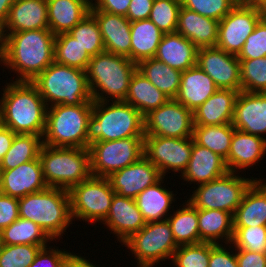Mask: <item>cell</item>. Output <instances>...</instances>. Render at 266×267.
Instances as JSON below:
<instances>
[{
	"label": "cell",
	"instance_id": "17",
	"mask_svg": "<svg viewBox=\"0 0 266 267\" xmlns=\"http://www.w3.org/2000/svg\"><path fill=\"white\" fill-rule=\"evenodd\" d=\"M107 178L116 194L135 199L147 187L158 182L162 175L154 164L142 156L136 162L112 173Z\"/></svg>",
	"mask_w": 266,
	"mask_h": 267
},
{
	"label": "cell",
	"instance_id": "37",
	"mask_svg": "<svg viewBox=\"0 0 266 267\" xmlns=\"http://www.w3.org/2000/svg\"><path fill=\"white\" fill-rule=\"evenodd\" d=\"M234 130L232 123L209 126L194 125L192 137L196 144L208 148L226 159L230 151Z\"/></svg>",
	"mask_w": 266,
	"mask_h": 267
},
{
	"label": "cell",
	"instance_id": "14",
	"mask_svg": "<svg viewBox=\"0 0 266 267\" xmlns=\"http://www.w3.org/2000/svg\"><path fill=\"white\" fill-rule=\"evenodd\" d=\"M193 137L172 138L162 136H144V156L154 164L162 177L168 170L183 172L190 161Z\"/></svg>",
	"mask_w": 266,
	"mask_h": 267
},
{
	"label": "cell",
	"instance_id": "49",
	"mask_svg": "<svg viewBox=\"0 0 266 267\" xmlns=\"http://www.w3.org/2000/svg\"><path fill=\"white\" fill-rule=\"evenodd\" d=\"M47 247L48 246L39 250L34 262L29 267H63L64 261L71 252Z\"/></svg>",
	"mask_w": 266,
	"mask_h": 267
},
{
	"label": "cell",
	"instance_id": "19",
	"mask_svg": "<svg viewBox=\"0 0 266 267\" xmlns=\"http://www.w3.org/2000/svg\"><path fill=\"white\" fill-rule=\"evenodd\" d=\"M232 125L242 132L264 137L266 134V92L240 91L235 101Z\"/></svg>",
	"mask_w": 266,
	"mask_h": 267
},
{
	"label": "cell",
	"instance_id": "42",
	"mask_svg": "<svg viewBox=\"0 0 266 267\" xmlns=\"http://www.w3.org/2000/svg\"><path fill=\"white\" fill-rule=\"evenodd\" d=\"M240 61L241 91L266 92V57Z\"/></svg>",
	"mask_w": 266,
	"mask_h": 267
},
{
	"label": "cell",
	"instance_id": "5",
	"mask_svg": "<svg viewBox=\"0 0 266 267\" xmlns=\"http://www.w3.org/2000/svg\"><path fill=\"white\" fill-rule=\"evenodd\" d=\"M19 217L38 224L46 235L54 239L63 236L74 220L71 216L69 191L48 187L18 199Z\"/></svg>",
	"mask_w": 266,
	"mask_h": 267
},
{
	"label": "cell",
	"instance_id": "26",
	"mask_svg": "<svg viewBox=\"0 0 266 267\" xmlns=\"http://www.w3.org/2000/svg\"><path fill=\"white\" fill-rule=\"evenodd\" d=\"M219 88L199 66L182 71L176 100L192 112L212 96Z\"/></svg>",
	"mask_w": 266,
	"mask_h": 267
},
{
	"label": "cell",
	"instance_id": "58",
	"mask_svg": "<svg viewBox=\"0 0 266 267\" xmlns=\"http://www.w3.org/2000/svg\"><path fill=\"white\" fill-rule=\"evenodd\" d=\"M237 4L264 8L266 6V0H237Z\"/></svg>",
	"mask_w": 266,
	"mask_h": 267
},
{
	"label": "cell",
	"instance_id": "21",
	"mask_svg": "<svg viewBox=\"0 0 266 267\" xmlns=\"http://www.w3.org/2000/svg\"><path fill=\"white\" fill-rule=\"evenodd\" d=\"M96 19L105 51L131 60V22L122 15L90 11Z\"/></svg>",
	"mask_w": 266,
	"mask_h": 267
},
{
	"label": "cell",
	"instance_id": "44",
	"mask_svg": "<svg viewBox=\"0 0 266 267\" xmlns=\"http://www.w3.org/2000/svg\"><path fill=\"white\" fill-rule=\"evenodd\" d=\"M210 242L180 245L171 259L174 267H208Z\"/></svg>",
	"mask_w": 266,
	"mask_h": 267
},
{
	"label": "cell",
	"instance_id": "47",
	"mask_svg": "<svg viewBox=\"0 0 266 267\" xmlns=\"http://www.w3.org/2000/svg\"><path fill=\"white\" fill-rule=\"evenodd\" d=\"M181 6L198 14L220 21L236 5L237 0H180Z\"/></svg>",
	"mask_w": 266,
	"mask_h": 267
},
{
	"label": "cell",
	"instance_id": "43",
	"mask_svg": "<svg viewBox=\"0 0 266 267\" xmlns=\"http://www.w3.org/2000/svg\"><path fill=\"white\" fill-rule=\"evenodd\" d=\"M180 0H154L149 19L165 34L177 30Z\"/></svg>",
	"mask_w": 266,
	"mask_h": 267
},
{
	"label": "cell",
	"instance_id": "55",
	"mask_svg": "<svg viewBox=\"0 0 266 267\" xmlns=\"http://www.w3.org/2000/svg\"><path fill=\"white\" fill-rule=\"evenodd\" d=\"M15 135L11 129L0 124V161L11 147Z\"/></svg>",
	"mask_w": 266,
	"mask_h": 267
},
{
	"label": "cell",
	"instance_id": "38",
	"mask_svg": "<svg viewBox=\"0 0 266 267\" xmlns=\"http://www.w3.org/2000/svg\"><path fill=\"white\" fill-rule=\"evenodd\" d=\"M42 145V136L16 134L11 147L0 161V170H11L22 163L38 159Z\"/></svg>",
	"mask_w": 266,
	"mask_h": 267
},
{
	"label": "cell",
	"instance_id": "6",
	"mask_svg": "<svg viewBox=\"0 0 266 267\" xmlns=\"http://www.w3.org/2000/svg\"><path fill=\"white\" fill-rule=\"evenodd\" d=\"M31 83L37 88L47 107L93 103L86 71L77 68L54 61Z\"/></svg>",
	"mask_w": 266,
	"mask_h": 267
},
{
	"label": "cell",
	"instance_id": "28",
	"mask_svg": "<svg viewBox=\"0 0 266 267\" xmlns=\"http://www.w3.org/2000/svg\"><path fill=\"white\" fill-rule=\"evenodd\" d=\"M218 25L219 21L181 6L176 32L189 39L197 48L214 47L218 41Z\"/></svg>",
	"mask_w": 266,
	"mask_h": 267
},
{
	"label": "cell",
	"instance_id": "10",
	"mask_svg": "<svg viewBox=\"0 0 266 267\" xmlns=\"http://www.w3.org/2000/svg\"><path fill=\"white\" fill-rule=\"evenodd\" d=\"M114 195L108 178L91 175L69 190L72 219L102 223L109 213Z\"/></svg>",
	"mask_w": 266,
	"mask_h": 267
},
{
	"label": "cell",
	"instance_id": "2",
	"mask_svg": "<svg viewBox=\"0 0 266 267\" xmlns=\"http://www.w3.org/2000/svg\"><path fill=\"white\" fill-rule=\"evenodd\" d=\"M0 99V124L15 134L44 135L47 106L31 82L7 83Z\"/></svg>",
	"mask_w": 266,
	"mask_h": 267
},
{
	"label": "cell",
	"instance_id": "4",
	"mask_svg": "<svg viewBox=\"0 0 266 267\" xmlns=\"http://www.w3.org/2000/svg\"><path fill=\"white\" fill-rule=\"evenodd\" d=\"M136 70L137 64L124 56L104 51L91 57L85 71L92 100L125 101Z\"/></svg>",
	"mask_w": 266,
	"mask_h": 267
},
{
	"label": "cell",
	"instance_id": "53",
	"mask_svg": "<svg viewBox=\"0 0 266 267\" xmlns=\"http://www.w3.org/2000/svg\"><path fill=\"white\" fill-rule=\"evenodd\" d=\"M154 0H131L127 15L130 22L149 19Z\"/></svg>",
	"mask_w": 266,
	"mask_h": 267
},
{
	"label": "cell",
	"instance_id": "57",
	"mask_svg": "<svg viewBox=\"0 0 266 267\" xmlns=\"http://www.w3.org/2000/svg\"><path fill=\"white\" fill-rule=\"evenodd\" d=\"M13 2L14 0H0V29L4 26L8 19Z\"/></svg>",
	"mask_w": 266,
	"mask_h": 267
},
{
	"label": "cell",
	"instance_id": "20",
	"mask_svg": "<svg viewBox=\"0 0 266 267\" xmlns=\"http://www.w3.org/2000/svg\"><path fill=\"white\" fill-rule=\"evenodd\" d=\"M102 224L117 235L120 243H124L144 227L146 222L137 207L135 199L115 193L109 213Z\"/></svg>",
	"mask_w": 266,
	"mask_h": 267
},
{
	"label": "cell",
	"instance_id": "27",
	"mask_svg": "<svg viewBox=\"0 0 266 267\" xmlns=\"http://www.w3.org/2000/svg\"><path fill=\"white\" fill-rule=\"evenodd\" d=\"M262 181L255 178L246 189L233 214V227L266 226V183Z\"/></svg>",
	"mask_w": 266,
	"mask_h": 267
},
{
	"label": "cell",
	"instance_id": "32",
	"mask_svg": "<svg viewBox=\"0 0 266 267\" xmlns=\"http://www.w3.org/2000/svg\"><path fill=\"white\" fill-rule=\"evenodd\" d=\"M163 179L164 177L154 185L147 187L135 198L137 207L146 223L166 220L168 218L166 216H169L168 211L171 208L172 201H175L173 191H168L162 187Z\"/></svg>",
	"mask_w": 266,
	"mask_h": 267
},
{
	"label": "cell",
	"instance_id": "7",
	"mask_svg": "<svg viewBox=\"0 0 266 267\" xmlns=\"http://www.w3.org/2000/svg\"><path fill=\"white\" fill-rule=\"evenodd\" d=\"M39 160L48 187L69 191L91 176L88 148L53 147L43 144Z\"/></svg>",
	"mask_w": 266,
	"mask_h": 267
},
{
	"label": "cell",
	"instance_id": "9",
	"mask_svg": "<svg viewBox=\"0 0 266 267\" xmlns=\"http://www.w3.org/2000/svg\"><path fill=\"white\" fill-rule=\"evenodd\" d=\"M138 260L137 267H152L155 263L173 257L179 247L168 220L146 223L124 243Z\"/></svg>",
	"mask_w": 266,
	"mask_h": 267
},
{
	"label": "cell",
	"instance_id": "36",
	"mask_svg": "<svg viewBox=\"0 0 266 267\" xmlns=\"http://www.w3.org/2000/svg\"><path fill=\"white\" fill-rule=\"evenodd\" d=\"M178 246L200 243L198 209L188 200L167 218Z\"/></svg>",
	"mask_w": 266,
	"mask_h": 267
},
{
	"label": "cell",
	"instance_id": "16",
	"mask_svg": "<svg viewBox=\"0 0 266 267\" xmlns=\"http://www.w3.org/2000/svg\"><path fill=\"white\" fill-rule=\"evenodd\" d=\"M196 65L209 75L219 89L241 91L240 61L237 55L216 46L198 48Z\"/></svg>",
	"mask_w": 266,
	"mask_h": 267
},
{
	"label": "cell",
	"instance_id": "40",
	"mask_svg": "<svg viewBox=\"0 0 266 267\" xmlns=\"http://www.w3.org/2000/svg\"><path fill=\"white\" fill-rule=\"evenodd\" d=\"M91 57L69 33L55 36L54 61L85 71Z\"/></svg>",
	"mask_w": 266,
	"mask_h": 267
},
{
	"label": "cell",
	"instance_id": "54",
	"mask_svg": "<svg viewBox=\"0 0 266 267\" xmlns=\"http://www.w3.org/2000/svg\"><path fill=\"white\" fill-rule=\"evenodd\" d=\"M236 259L239 267H266V254L236 249Z\"/></svg>",
	"mask_w": 266,
	"mask_h": 267
},
{
	"label": "cell",
	"instance_id": "1",
	"mask_svg": "<svg viewBox=\"0 0 266 267\" xmlns=\"http://www.w3.org/2000/svg\"><path fill=\"white\" fill-rule=\"evenodd\" d=\"M54 41L50 29L0 34V62L17 72L16 82H32L54 62Z\"/></svg>",
	"mask_w": 266,
	"mask_h": 267
},
{
	"label": "cell",
	"instance_id": "15",
	"mask_svg": "<svg viewBox=\"0 0 266 267\" xmlns=\"http://www.w3.org/2000/svg\"><path fill=\"white\" fill-rule=\"evenodd\" d=\"M193 127V112L176 99H169L144 116L145 135L188 138L193 136Z\"/></svg>",
	"mask_w": 266,
	"mask_h": 267
},
{
	"label": "cell",
	"instance_id": "34",
	"mask_svg": "<svg viewBox=\"0 0 266 267\" xmlns=\"http://www.w3.org/2000/svg\"><path fill=\"white\" fill-rule=\"evenodd\" d=\"M169 98L136 70L131 78L125 102L135 107L143 116L164 105Z\"/></svg>",
	"mask_w": 266,
	"mask_h": 267
},
{
	"label": "cell",
	"instance_id": "33",
	"mask_svg": "<svg viewBox=\"0 0 266 267\" xmlns=\"http://www.w3.org/2000/svg\"><path fill=\"white\" fill-rule=\"evenodd\" d=\"M163 35L150 19L131 22V61L154 58Z\"/></svg>",
	"mask_w": 266,
	"mask_h": 267
},
{
	"label": "cell",
	"instance_id": "30",
	"mask_svg": "<svg viewBox=\"0 0 266 267\" xmlns=\"http://www.w3.org/2000/svg\"><path fill=\"white\" fill-rule=\"evenodd\" d=\"M92 0H47L48 25L57 36L68 33L89 13Z\"/></svg>",
	"mask_w": 266,
	"mask_h": 267
},
{
	"label": "cell",
	"instance_id": "41",
	"mask_svg": "<svg viewBox=\"0 0 266 267\" xmlns=\"http://www.w3.org/2000/svg\"><path fill=\"white\" fill-rule=\"evenodd\" d=\"M68 33L77 40L90 57L105 51L98 23L91 13Z\"/></svg>",
	"mask_w": 266,
	"mask_h": 267
},
{
	"label": "cell",
	"instance_id": "23",
	"mask_svg": "<svg viewBox=\"0 0 266 267\" xmlns=\"http://www.w3.org/2000/svg\"><path fill=\"white\" fill-rule=\"evenodd\" d=\"M228 172L224 158L193 140L190 161L181 176L184 181L201 185L216 180Z\"/></svg>",
	"mask_w": 266,
	"mask_h": 267
},
{
	"label": "cell",
	"instance_id": "56",
	"mask_svg": "<svg viewBox=\"0 0 266 267\" xmlns=\"http://www.w3.org/2000/svg\"><path fill=\"white\" fill-rule=\"evenodd\" d=\"M63 267H96L93 263H90L87 259L78 254L70 253L64 261Z\"/></svg>",
	"mask_w": 266,
	"mask_h": 267
},
{
	"label": "cell",
	"instance_id": "8",
	"mask_svg": "<svg viewBox=\"0 0 266 267\" xmlns=\"http://www.w3.org/2000/svg\"><path fill=\"white\" fill-rule=\"evenodd\" d=\"M93 103L47 107L43 144L53 147L87 148L88 121Z\"/></svg>",
	"mask_w": 266,
	"mask_h": 267
},
{
	"label": "cell",
	"instance_id": "3",
	"mask_svg": "<svg viewBox=\"0 0 266 267\" xmlns=\"http://www.w3.org/2000/svg\"><path fill=\"white\" fill-rule=\"evenodd\" d=\"M108 103L93 101L87 128V148L96 141L145 136L144 116L135 107L125 101Z\"/></svg>",
	"mask_w": 266,
	"mask_h": 267
},
{
	"label": "cell",
	"instance_id": "13",
	"mask_svg": "<svg viewBox=\"0 0 266 267\" xmlns=\"http://www.w3.org/2000/svg\"><path fill=\"white\" fill-rule=\"evenodd\" d=\"M265 14L266 11L262 7L237 4L219 21L216 47L238 55L246 39Z\"/></svg>",
	"mask_w": 266,
	"mask_h": 267
},
{
	"label": "cell",
	"instance_id": "52",
	"mask_svg": "<svg viewBox=\"0 0 266 267\" xmlns=\"http://www.w3.org/2000/svg\"><path fill=\"white\" fill-rule=\"evenodd\" d=\"M94 2H91L90 11H104L126 16L131 0H95Z\"/></svg>",
	"mask_w": 266,
	"mask_h": 267
},
{
	"label": "cell",
	"instance_id": "24",
	"mask_svg": "<svg viewBox=\"0 0 266 267\" xmlns=\"http://www.w3.org/2000/svg\"><path fill=\"white\" fill-rule=\"evenodd\" d=\"M240 91L218 89L193 111L194 125H221L232 123L235 101Z\"/></svg>",
	"mask_w": 266,
	"mask_h": 267
},
{
	"label": "cell",
	"instance_id": "50",
	"mask_svg": "<svg viewBox=\"0 0 266 267\" xmlns=\"http://www.w3.org/2000/svg\"><path fill=\"white\" fill-rule=\"evenodd\" d=\"M18 198L0 193V231L19 218Z\"/></svg>",
	"mask_w": 266,
	"mask_h": 267
},
{
	"label": "cell",
	"instance_id": "22",
	"mask_svg": "<svg viewBox=\"0 0 266 267\" xmlns=\"http://www.w3.org/2000/svg\"><path fill=\"white\" fill-rule=\"evenodd\" d=\"M49 29L47 0H14L0 34Z\"/></svg>",
	"mask_w": 266,
	"mask_h": 267
},
{
	"label": "cell",
	"instance_id": "29",
	"mask_svg": "<svg viewBox=\"0 0 266 267\" xmlns=\"http://www.w3.org/2000/svg\"><path fill=\"white\" fill-rule=\"evenodd\" d=\"M198 48L180 33H165L155 58L171 68L185 71L197 64Z\"/></svg>",
	"mask_w": 266,
	"mask_h": 267
},
{
	"label": "cell",
	"instance_id": "18",
	"mask_svg": "<svg viewBox=\"0 0 266 267\" xmlns=\"http://www.w3.org/2000/svg\"><path fill=\"white\" fill-rule=\"evenodd\" d=\"M48 188L39 158L11 170H0V193L22 198Z\"/></svg>",
	"mask_w": 266,
	"mask_h": 267
},
{
	"label": "cell",
	"instance_id": "12",
	"mask_svg": "<svg viewBox=\"0 0 266 267\" xmlns=\"http://www.w3.org/2000/svg\"><path fill=\"white\" fill-rule=\"evenodd\" d=\"M254 180L228 172L216 180L198 185L188 201L197 209H217L233 215Z\"/></svg>",
	"mask_w": 266,
	"mask_h": 267
},
{
	"label": "cell",
	"instance_id": "35",
	"mask_svg": "<svg viewBox=\"0 0 266 267\" xmlns=\"http://www.w3.org/2000/svg\"><path fill=\"white\" fill-rule=\"evenodd\" d=\"M137 70L169 99H175L180 88L182 71L154 58L140 61Z\"/></svg>",
	"mask_w": 266,
	"mask_h": 267
},
{
	"label": "cell",
	"instance_id": "48",
	"mask_svg": "<svg viewBox=\"0 0 266 267\" xmlns=\"http://www.w3.org/2000/svg\"><path fill=\"white\" fill-rule=\"evenodd\" d=\"M261 57H266V14L259 20L237 55L239 60Z\"/></svg>",
	"mask_w": 266,
	"mask_h": 267
},
{
	"label": "cell",
	"instance_id": "25",
	"mask_svg": "<svg viewBox=\"0 0 266 267\" xmlns=\"http://www.w3.org/2000/svg\"><path fill=\"white\" fill-rule=\"evenodd\" d=\"M265 153V137L255 136L235 129L230 151L225 159L228 171L237 173L238 169H247L262 160Z\"/></svg>",
	"mask_w": 266,
	"mask_h": 267
},
{
	"label": "cell",
	"instance_id": "39",
	"mask_svg": "<svg viewBox=\"0 0 266 267\" xmlns=\"http://www.w3.org/2000/svg\"><path fill=\"white\" fill-rule=\"evenodd\" d=\"M49 240L52 241L38 224L21 217L1 231L2 245L29 244L43 248Z\"/></svg>",
	"mask_w": 266,
	"mask_h": 267
},
{
	"label": "cell",
	"instance_id": "45",
	"mask_svg": "<svg viewBox=\"0 0 266 267\" xmlns=\"http://www.w3.org/2000/svg\"><path fill=\"white\" fill-rule=\"evenodd\" d=\"M42 247L40 245H1L0 267H29Z\"/></svg>",
	"mask_w": 266,
	"mask_h": 267
},
{
	"label": "cell",
	"instance_id": "59",
	"mask_svg": "<svg viewBox=\"0 0 266 267\" xmlns=\"http://www.w3.org/2000/svg\"><path fill=\"white\" fill-rule=\"evenodd\" d=\"M1 245H2V244H1V231H0V248H1Z\"/></svg>",
	"mask_w": 266,
	"mask_h": 267
},
{
	"label": "cell",
	"instance_id": "31",
	"mask_svg": "<svg viewBox=\"0 0 266 267\" xmlns=\"http://www.w3.org/2000/svg\"><path fill=\"white\" fill-rule=\"evenodd\" d=\"M198 228L200 243L219 244L224 239L225 244L231 245L234 235L233 215L217 209H198Z\"/></svg>",
	"mask_w": 266,
	"mask_h": 267
},
{
	"label": "cell",
	"instance_id": "11",
	"mask_svg": "<svg viewBox=\"0 0 266 267\" xmlns=\"http://www.w3.org/2000/svg\"><path fill=\"white\" fill-rule=\"evenodd\" d=\"M88 149L91 175L107 178L144 156V137L96 141Z\"/></svg>",
	"mask_w": 266,
	"mask_h": 267
},
{
	"label": "cell",
	"instance_id": "46",
	"mask_svg": "<svg viewBox=\"0 0 266 267\" xmlns=\"http://www.w3.org/2000/svg\"><path fill=\"white\" fill-rule=\"evenodd\" d=\"M233 248L266 254V226L233 227Z\"/></svg>",
	"mask_w": 266,
	"mask_h": 267
},
{
	"label": "cell",
	"instance_id": "51",
	"mask_svg": "<svg viewBox=\"0 0 266 267\" xmlns=\"http://www.w3.org/2000/svg\"><path fill=\"white\" fill-rule=\"evenodd\" d=\"M220 243H210V258L208 267H239L235 254L228 252L231 249L226 250ZM232 253V254H231Z\"/></svg>",
	"mask_w": 266,
	"mask_h": 267
}]
</instances>
